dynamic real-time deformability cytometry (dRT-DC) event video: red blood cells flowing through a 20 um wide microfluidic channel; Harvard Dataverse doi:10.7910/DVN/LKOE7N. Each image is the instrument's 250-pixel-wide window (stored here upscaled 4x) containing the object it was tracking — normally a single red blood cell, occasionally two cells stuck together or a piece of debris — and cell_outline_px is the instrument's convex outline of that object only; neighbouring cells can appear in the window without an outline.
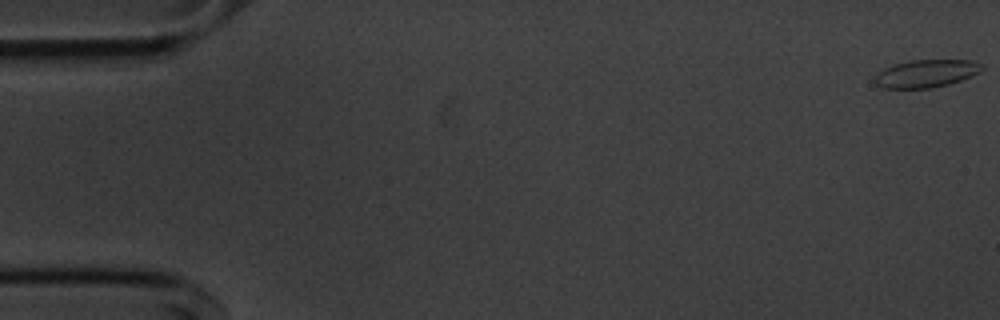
{"species": "common noctule bat (a hibernating species)", "species_latin": "Nyctalus noctula", "temperature_condition": "cold", "stored_images_in_passage": 10, "camera_frame_rate_fps": 3000, "um_per_image_px": 0.085, "animal": {"sex": "male", "body_mass_g": 20.1, "forearm_length_mm": 53.5}, "frame": {"image": 1, "passage_image": 1, "time_ms": 0.0, "image_size_px": [1000, 320], "cell_outline_px": [[984, 68], [972, 76], [948, 84], [928, 88], [884, 88], [876, 84], [876, 76], [884, 68], [908, 60], [972, 60], [980, 64]], "centroid_in_image_um": [78.74, 6.24], "position_along_channel_um": 6.3, "area_um2": 16.99}}